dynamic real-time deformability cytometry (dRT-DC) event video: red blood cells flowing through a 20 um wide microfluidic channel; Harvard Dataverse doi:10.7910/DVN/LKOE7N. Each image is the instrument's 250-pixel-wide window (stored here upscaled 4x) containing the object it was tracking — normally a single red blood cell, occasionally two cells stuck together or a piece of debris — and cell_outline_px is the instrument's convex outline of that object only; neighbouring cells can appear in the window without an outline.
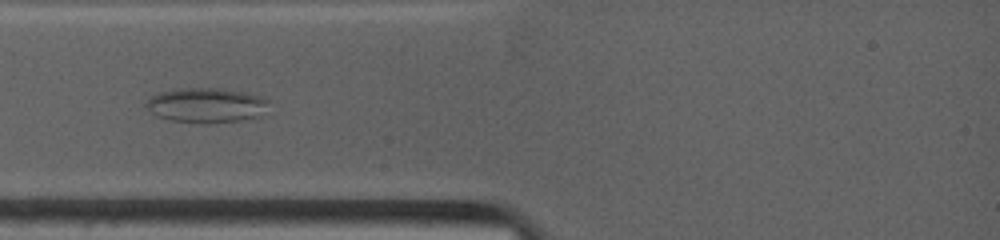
{"species": "common noctule bat (a hibernating species)", "species_latin": "Nyctalus noctula", "temperature_condition": "warm", "stored_images_in_passage": 29, "camera_frame_rate_fps": 4500, "um_per_image_px": 0.085, "animal": {"sex": "female", "body_mass_g": 19.0, "forearm_length_mm": 53.3}, "frame": {"image": 1, "passage_image": 6, "time_ms": 2.444, "image_size_px": [1000, 240], "cell_outline_px": [[268, 100], [256, 116], [240, 120], [208, 124], [200, 124], [172, 120], [156, 116], [144, 104], [152, 96], [160, 92], [176, 88], [220, 88], [244, 92], [260, 96]], "centroid_in_image_um": [17.44, 8.94], "position_along_channel_um": 67.6, "area_um2": 24.51}}
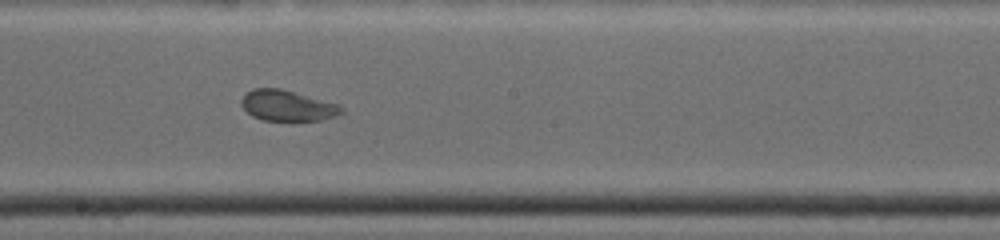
{"frame": {"image": 2, "passage_image": 16, "time_ms": 6.444, "image_size_px": [1000, 240], "cell_outline_px": [[344, 112], [320, 120], [264, 120], [252, 116], [240, 104], [240, 100], [244, 92], [252, 88], [280, 88], [340, 104], [344, 108]], "centroid_in_image_um": [24.4, 8.95], "position_along_channel_um": 223.8, "area_um2": 17.98}}
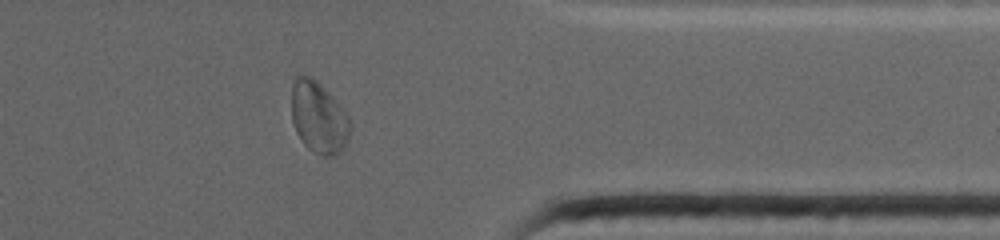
{"frame": {"image": 3, "passage_image": 26, "time_ms": 10.889, "image_size_px": [1000, 240], "cell_outline_px": [[348, 140], [344, 148], [336, 156], [324, 156], [312, 152], [300, 140], [296, 132], [292, 120], [292, 88], [296, 76], [304, 72], [312, 76], [332, 96], [348, 116]], "centroid_in_image_um": [27.05, 9.98], "position_along_channel_um": 384.4, "area_um2": 24.45}}